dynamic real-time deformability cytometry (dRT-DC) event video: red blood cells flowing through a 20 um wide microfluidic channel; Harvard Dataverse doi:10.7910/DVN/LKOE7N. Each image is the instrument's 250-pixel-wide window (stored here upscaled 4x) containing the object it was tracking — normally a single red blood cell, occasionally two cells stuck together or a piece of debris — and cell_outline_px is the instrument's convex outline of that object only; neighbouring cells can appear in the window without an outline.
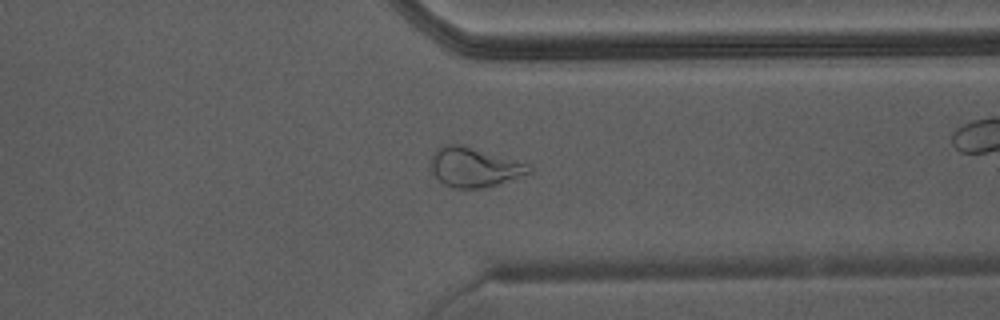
{"species": "Egyptian fruit bat (a non-hibernating species)", "species_latin": "Rousettus aegyptiacus", "temperature_condition": "warm", "stored_images_in_passage": 38, "camera_frame_rate_fps": 3000, "um_per_image_px": 0.085, "animal": {"sex": "male"}, "frame": {"image": 1, "passage_image": 27, "time_ms": 8.667, "image_size_px": [1000, 320], "cell_outline_px": [[532, 172], [484, 188], [452, 188], [444, 184], [432, 172], [432, 156], [436, 148], [444, 144], [460, 144], [532, 164]], "centroid_in_image_um": [40.33, 14.2], "position_along_channel_um": 371.1, "area_um2": 22.48}, "authors_computed_cell_mechanics": {"area_um2": 24.5361, "velocity_mm_per_s": 4.4159, "shape_relaxation_time_tau1_ms": null, "shape_relaxation_time_tau2_ms": 0.9343, "deformation_change_tau1": null, "deformation_change_tau2": 0.0899}}